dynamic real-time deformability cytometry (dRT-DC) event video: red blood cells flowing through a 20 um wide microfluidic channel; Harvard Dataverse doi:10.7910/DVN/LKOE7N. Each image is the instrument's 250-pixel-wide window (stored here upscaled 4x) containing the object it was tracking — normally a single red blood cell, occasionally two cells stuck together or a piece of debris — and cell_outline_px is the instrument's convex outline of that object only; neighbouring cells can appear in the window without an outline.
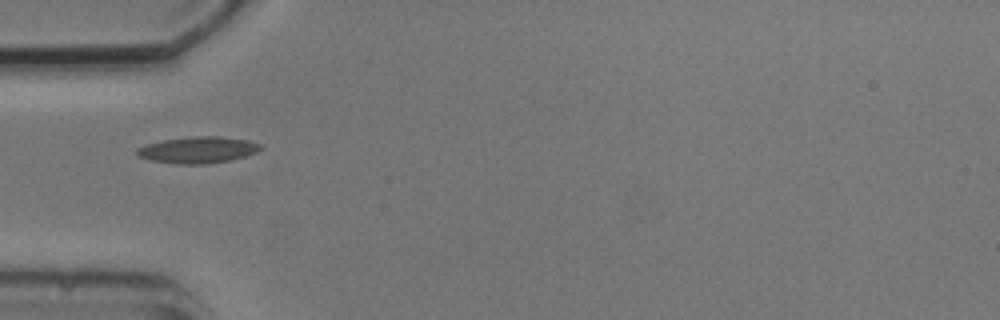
{"species": "common noctule bat (a hibernating species)", "species_latin": "Nyctalus noctula", "temperature_condition": "cold", "stored_images_in_passage": 6, "camera_frame_rate_fps": 3000, "um_per_image_px": 0.085, "animal": {"sex": "male", "body_mass_g": 20.5, "forearm_length_mm": 52.5}, "frame": {"image": 1, "passage_image": 1, "time_ms": 0.0, "image_size_px": [1000, 320], "cell_outline_px": [[264, 148], [256, 152], [232, 160], [208, 164], [176, 164], [152, 160], [136, 156], [136, 148], [148, 144], [164, 140], [192, 136], [220, 136], [248, 140], [260, 144]], "centroid_in_image_um": [16.84, 12.74], "position_along_channel_um": 68.2, "area_um2": 19.13}}
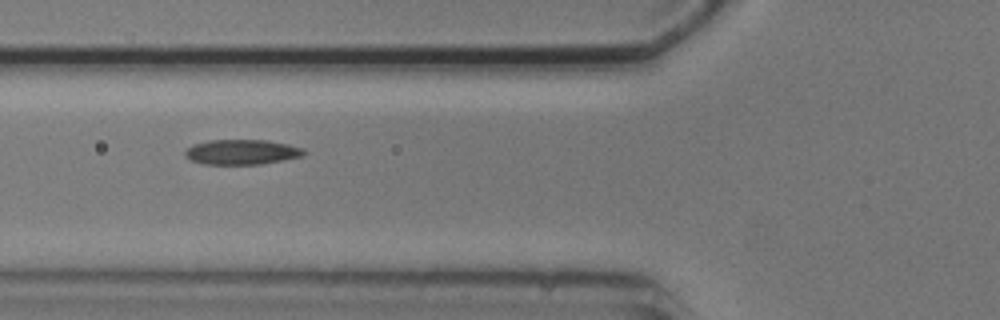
{"frame": {"image": 2, "passage_image": 2, "time_ms": 1.0, "image_size_px": [1000, 320], "cell_outline_px": [[308, 152], [304, 156], [260, 164], [204, 164], [192, 160], [184, 156], [184, 152], [192, 144], [208, 140], [268, 140], [288, 144], [304, 148]], "centroid_in_image_um": [20.58, 12.91], "position_along_channel_um": 105.2, "area_um2": 17.46}}
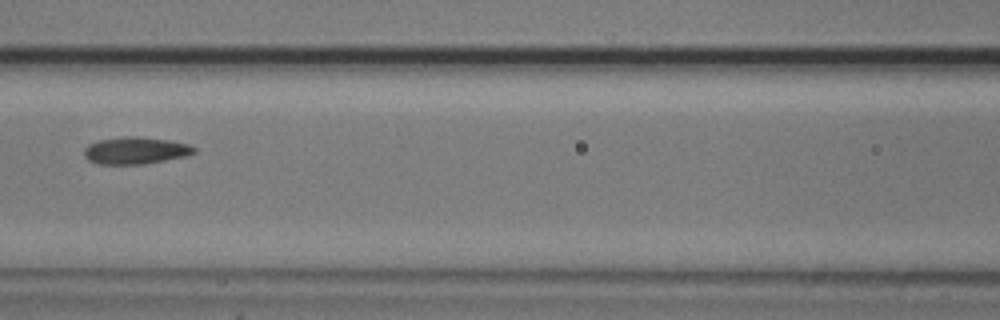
{"frame": {"image": 3, "passage_image": 3, "time_ms": 2.333, "image_size_px": [1000, 320], "cell_outline_px": [[196, 152], [184, 156], [144, 164], [100, 164], [88, 160], [84, 156], [84, 148], [88, 144], [100, 140], [124, 136], [136, 136], [168, 140], [188, 144], [196, 148]], "centroid_in_image_um": [11.49, 12.79], "position_along_channel_um": 155.1, "area_um2": 17.22}}